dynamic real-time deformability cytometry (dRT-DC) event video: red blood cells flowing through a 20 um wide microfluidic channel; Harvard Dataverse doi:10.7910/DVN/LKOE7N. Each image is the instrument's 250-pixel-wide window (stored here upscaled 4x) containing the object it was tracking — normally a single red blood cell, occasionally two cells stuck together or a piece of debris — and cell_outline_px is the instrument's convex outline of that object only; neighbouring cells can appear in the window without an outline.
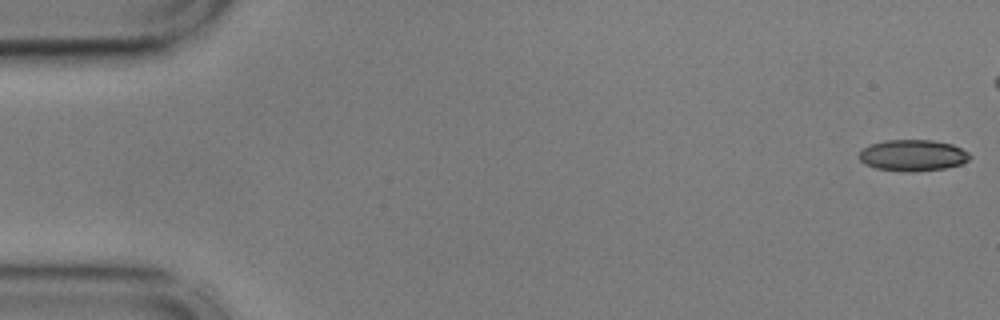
{"species": "common noctule bat (a hibernating species)", "species_latin": "Nyctalus noctula", "temperature_condition": "cold", "stored_images_in_passage": 48, "camera_frame_rate_fps": 3000, "um_per_image_px": 0.085, "animal": {"sex": "male", "body_mass_g": 17.9, "forearm_length_mm": 54.2}, "frame": {"image": 1, "passage_image": 1, "time_ms": 0.0, "image_size_px": [1000, 320], "cell_outline_px": [[972, 156], [968, 160], [960, 164], [944, 168], [912, 172], [908, 172], [876, 168], [864, 164], [856, 156], [864, 148], [872, 144], [884, 140], [932, 140], [952, 144], [968, 152]], "centroid_in_image_um": [77.57, 13.2], "position_along_channel_um": 7.4, "area_um2": 20.17}}
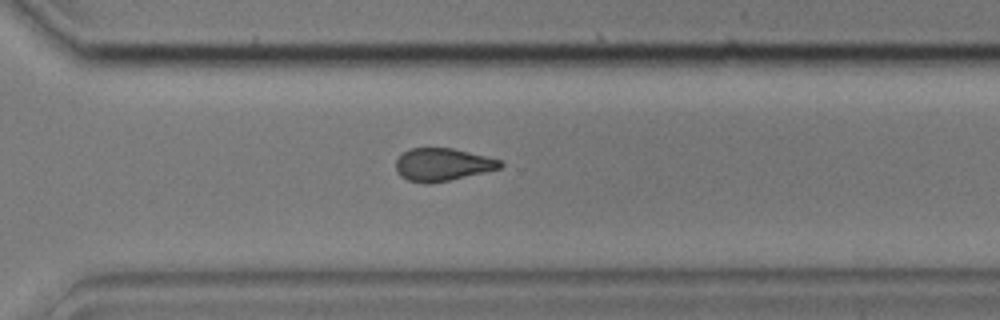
{"frame": {"image": 2, "passage_image": 39, "time_ms": 12.667, "image_size_px": [1000, 320], "cell_outline_px": [[504, 164], [500, 168], [484, 172], [448, 180], [428, 184], [424, 184], [408, 180], [400, 176], [396, 172], [396, 160], [404, 152], [412, 148], [452, 148], [500, 160]], "centroid_in_image_um": [37.57, 13.99], "position_along_channel_um": 333.0, "area_um2": 19.65}}
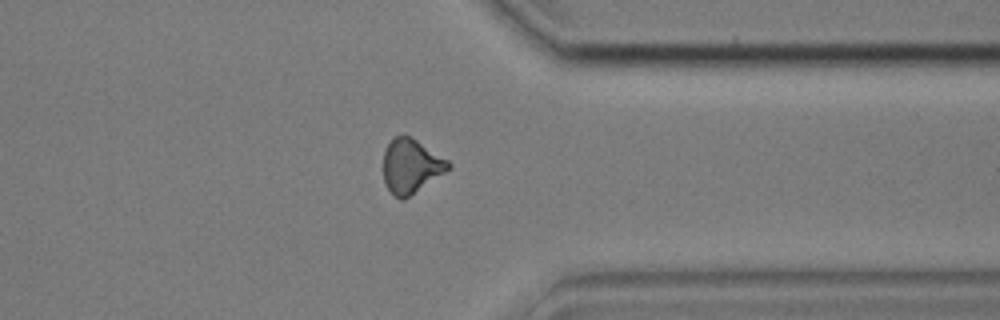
{"frame": {"image": 3, "passage_image": 43, "time_ms": 14.0, "image_size_px": [1000, 320], "cell_outline_px": [[452, 168], [404, 200], [400, 200], [384, 184], [384, 148], [392, 136], [412, 136], [448, 160], [452, 164]], "centroid_in_image_um": [34.95, 14.1], "position_along_channel_um": 376.5, "area_um2": 20.75}, "authors_computed_cell_mechanics": {"area_um2": 21.2704, "velocity_mm_per_s": 3.6284, "shape_relaxation_time_tau1_ms": 4.7228, "shape_relaxation_time_tau2_ms": 2.4008, "deformation_change_tau1": 0.1129, "deformation_change_tau2": 0.0871}}